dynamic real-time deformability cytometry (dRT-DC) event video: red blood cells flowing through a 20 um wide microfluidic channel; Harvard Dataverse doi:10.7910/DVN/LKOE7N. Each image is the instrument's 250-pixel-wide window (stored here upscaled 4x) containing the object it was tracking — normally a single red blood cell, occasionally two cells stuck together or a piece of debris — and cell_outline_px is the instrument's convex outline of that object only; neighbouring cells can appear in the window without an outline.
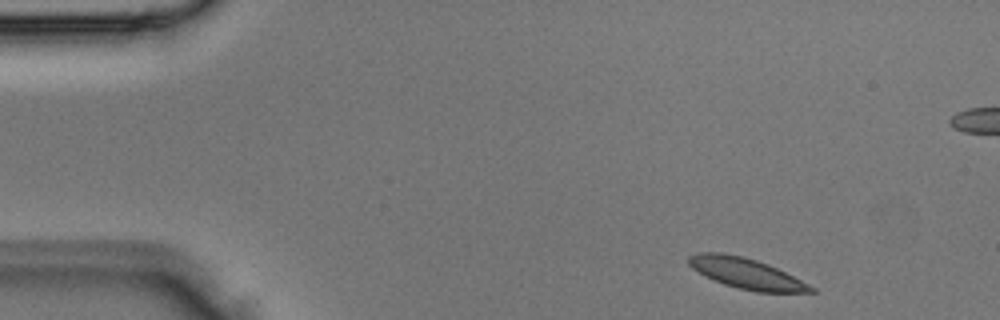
{"species": "Egyptian fruit bat (a non-hibernating species)", "species_latin": "Rousettus aegyptiacus", "temperature_condition": "room temperature", "stored_images_in_passage": 3, "camera_frame_rate_fps": 3000, "um_per_image_px": 0.085, "animal": {"sex": "male"}, "frame": {"image": 1, "passage_image": 1, "time_ms": 0.0, "image_size_px": [1000, 320], "cell_outline_px": [[816, 292], [756, 292], [724, 284], [704, 276], [692, 268], [688, 264], [688, 256], [700, 252], [720, 252], [744, 256], [768, 264], [816, 288]], "centroid_in_image_um": [63.39, 23.23], "position_along_channel_um": 21.6, "area_um2": 21.62}}